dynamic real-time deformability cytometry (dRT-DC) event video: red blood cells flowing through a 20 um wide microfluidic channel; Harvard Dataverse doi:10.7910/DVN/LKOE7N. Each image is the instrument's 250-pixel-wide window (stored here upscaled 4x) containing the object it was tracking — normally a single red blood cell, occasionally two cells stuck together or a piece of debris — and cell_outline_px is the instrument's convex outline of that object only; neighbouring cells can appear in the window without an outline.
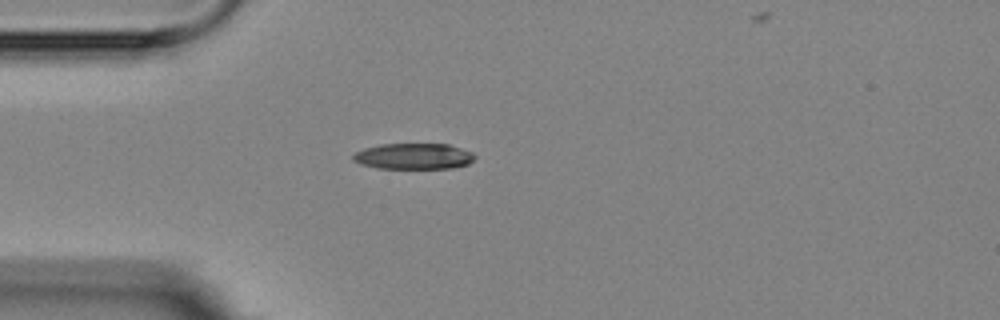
{"species": "Egyptian fruit bat (a non-hibernating species)", "species_latin": "Rousettus aegyptiacus", "temperature_condition": "room temperature", "stored_images_in_passage": 2, "camera_frame_rate_fps": 3000, "um_per_image_px": 0.085, "animal": {"sex": "female"}, "frame": {"image": 1, "passage_image": 1, "time_ms": 0.0, "image_size_px": [1000, 320], "cell_outline_px": [[476, 156], [468, 164], [452, 168], [376, 168], [360, 164], [352, 160], [352, 156], [356, 152], [364, 148], [380, 144], [448, 144], [472, 152]], "centroid_in_image_um": [35.13, 13.28], "position_along_channel_um": 49.9, "area_um2": 18.38}}